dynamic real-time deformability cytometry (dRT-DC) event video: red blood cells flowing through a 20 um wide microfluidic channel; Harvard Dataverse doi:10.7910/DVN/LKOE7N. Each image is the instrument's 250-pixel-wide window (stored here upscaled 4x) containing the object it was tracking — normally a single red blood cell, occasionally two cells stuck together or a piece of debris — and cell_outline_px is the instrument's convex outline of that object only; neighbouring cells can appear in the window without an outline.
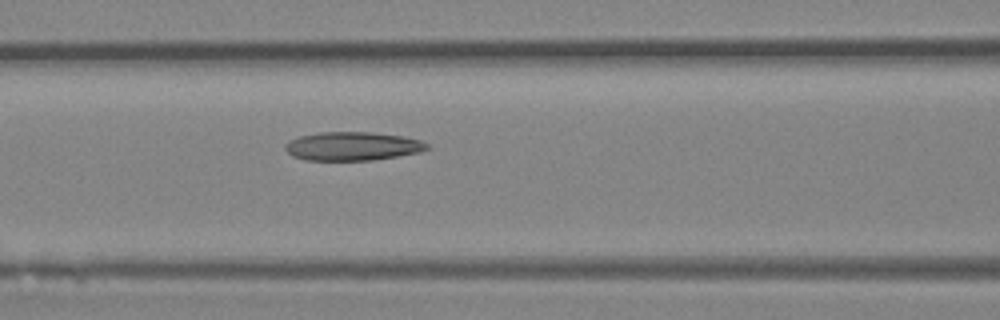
{"species": "Egyptian fruit bat (a non-hibernating species)", "species_latin": "Rousettus aegyptiacus", "temperature_condition": "room temperature", "stored_images_in_passage": 11, "camera_frame_rate_fps": 3000, "um_per_image_px": 0.085, "animal": {"sex": "female"}, "frame": {"image": 1, "passage_image": 5, "time_ms": 1.333, "image_size_px": [1000, 320], "cell_outline_px": [[432, 148], [420, 152], [372, 160], [304, 160], [292, 156], [284, 148], [284, 144], [288, 140], [300, 136], [320, 132], [372, 132], [404, 136], [420, 140], [428, 144]], "centroid_in_image_um": [29.96, 12.42], "position_along_channel_um": 136.6, "area_um2": 23.81}}
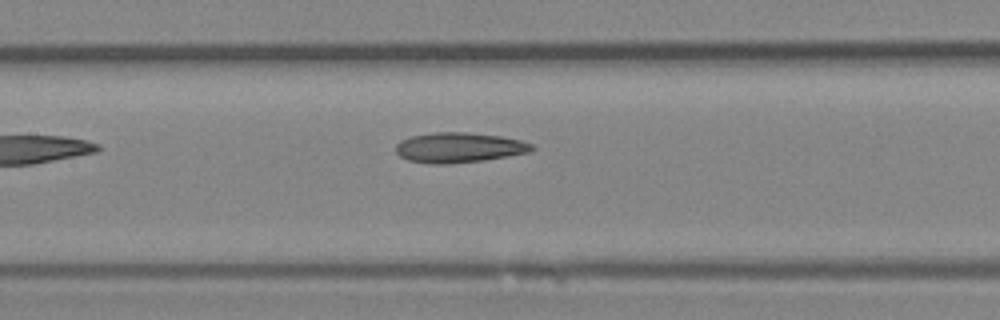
{"frame": {"image": 2, "passage_image": 7, "time_ms": 2.0, "image_size_px": [1000, 320], "cell_outline_px": [[536, 148], [528, 152], [508, 156], [484, 160], [448, 164], [432, 164], [408, 160], [400, 156], [396, 152], [396, 144], [400, 140], [412, 136], [436, 132], [468, 132], [500, 136], [520, 140], [532, 144]], "centroid_in_image_um": [39.01, 12.54], "position_along_channel_um": 168.4, "area_um2": 23.81}}